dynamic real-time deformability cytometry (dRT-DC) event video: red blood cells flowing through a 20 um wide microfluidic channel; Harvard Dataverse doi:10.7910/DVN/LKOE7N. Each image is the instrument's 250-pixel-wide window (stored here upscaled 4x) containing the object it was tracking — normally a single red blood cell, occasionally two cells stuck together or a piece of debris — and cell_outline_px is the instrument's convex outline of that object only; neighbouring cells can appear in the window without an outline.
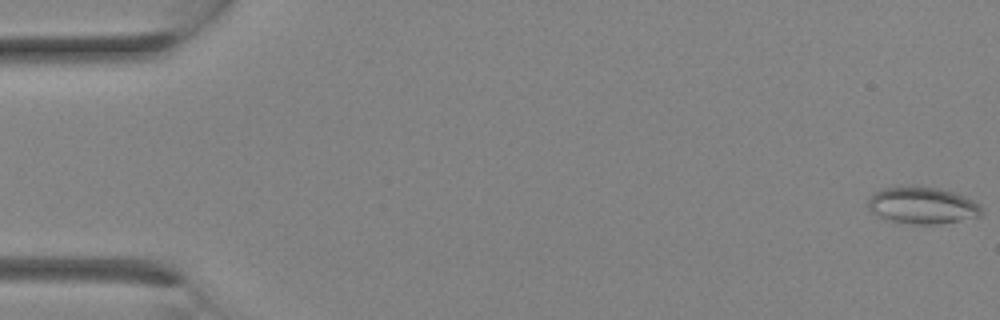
{"species": "Egyptian fruit bat (a non-hibernating species)", "species_latin": "Rousettus aegyptiacus", "temperature_condition": "room temperature", "stored_images_in_passage": 11, "camera_frame_rate_fps": 3000, "um_per_image_px": 0.085, "animal": {"sex": "female"}, "frame": {"image": 1, "passage_image": 1, "time_ms": 0.0, "image_size_px": [1000, 320], "cell_outline_px": [[984, 212], [980, 216], [960, 220], [936, 224], [912, 224], [892, 220], [876, 216], [868, 208], [868, 200], [880, 188], [940, 188], [976, 200], [980, 204]], "centroid_in_image_um": [78.45, 17.48], "position_along_channel_um": 6.6, "area_um2": 23.93}}